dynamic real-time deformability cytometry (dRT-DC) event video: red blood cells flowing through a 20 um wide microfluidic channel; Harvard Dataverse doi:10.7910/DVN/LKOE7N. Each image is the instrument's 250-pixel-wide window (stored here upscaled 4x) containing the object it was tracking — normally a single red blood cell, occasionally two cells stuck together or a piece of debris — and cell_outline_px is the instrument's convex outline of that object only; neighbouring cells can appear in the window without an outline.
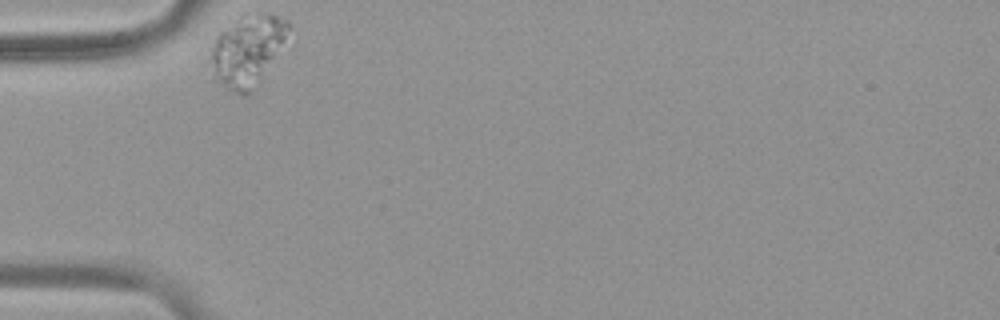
{"species": "common noctule bat (a hibernating species)", "species_latin": "Nyctalus noctula", "temperature_condition": "warm", "stored_images_in_passage": 33, "camera_frame_rate_fps": 3000, "um_per_image_px": 0.085, "animal": {"sex": "female", "body_mass_g": 19.9}, "frame": {"image": 1, "passage_image": 1, "time_ms": 0.0, "image_size_px": [1000, 320], "cell_outline_px": [[292, 28], [248, 92], [244, 96], [228, 88], [220, 80], [216, 72], [212, 60], [212, 48], [216, 36], [220, 32], [240, 16], [256, 12], [264, 12], [288, 20], [292, 24]], "centroid_in_image_um": [21.05, 4.15], "position_along_channel_um": 64.0, "area_um2": 30.0}}
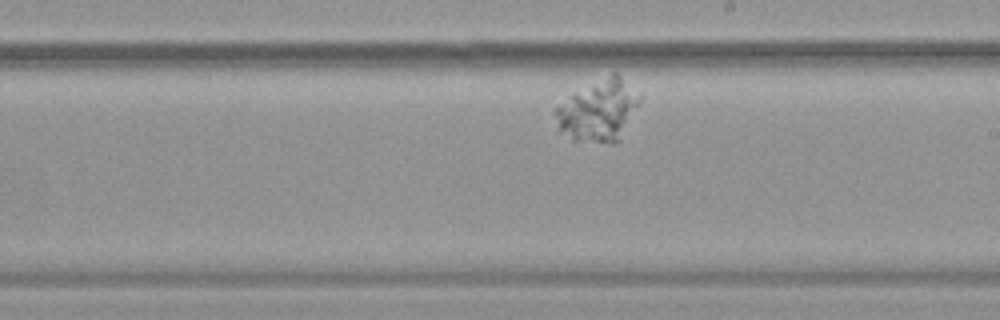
{"frame": {"image": 2, "passage_image": 19, "time_ms": 6.0, "image_size_px": [1000, 320], "cell_outline_px": [[640, 100], [620, 140], [616, 144], [612, 144], [572, 140], [560, 132], [552, 112], [556, 108], [572, 96], [612, 72], [616, 72], [640, 96]], "centroid_in_image_um": [50.87, 9.46], "position_along_channel_um": 238.1, "area_um2": 29.59}}
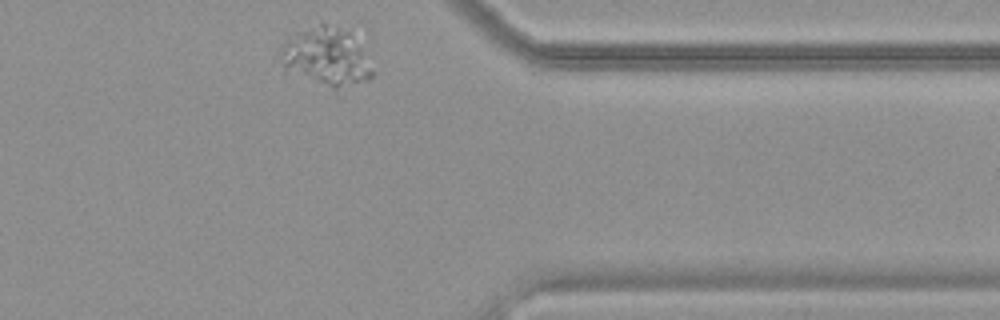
{"frame": {"image": 3, "passage_image": 33, "time_ms": 10.667, "image_size_px": [1000, 320], "cell_outline_px": [[376, 72], [368, 80], [336, 100], [284, 68], [280, 60], [280, 52], [296, 32], [320, 20], [348, 32], [352, 36]], "centroid_in_image_um": [27.78, 5.04], "position_along_channel_um": 383.6, "area_um2": 33.64}}